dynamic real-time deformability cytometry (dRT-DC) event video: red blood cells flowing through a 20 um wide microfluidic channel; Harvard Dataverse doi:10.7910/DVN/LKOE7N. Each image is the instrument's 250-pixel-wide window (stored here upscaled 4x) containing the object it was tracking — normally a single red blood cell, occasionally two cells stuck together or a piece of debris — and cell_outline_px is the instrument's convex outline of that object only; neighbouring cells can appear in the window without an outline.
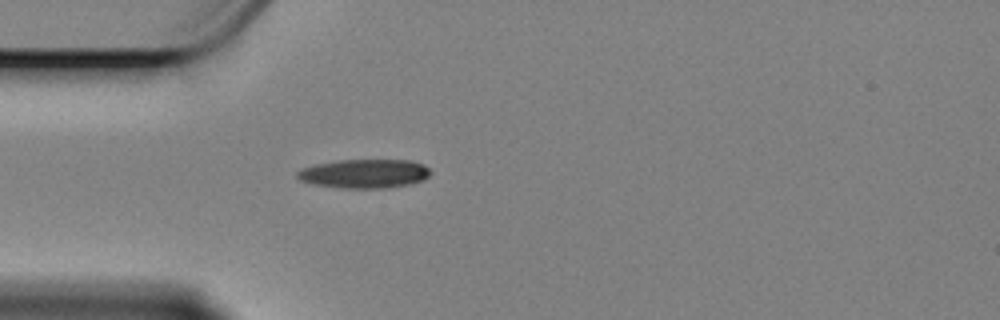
{"species": "Egyptian fruit bat (a non-hibernating species)", "species_latin": "Rousettus aegyptiacus", "temperature_condition": "cold", "stored_images_in_passage": 43, "camera_frame_rate_fps": 3000, "um_per_image_px": 0.085, "animal": {"sex": "female"}, "frame": {"image": 1, "passage_image": 1, "time_ms": 0.0, "image_size_px": [1000, 320], "cell_outline_px": [[432, 172], [424, 180], [408, 184], [384, 188], [340, 188], [312, 184], [300, 180], [296, 176], [296, 172], [304, 168], [316, 164], [340, 160], [408, 160], [424, 164]], "centroid_in_image_um": [30.98, 14.76], "position_along_channel_um": 54.0, "area_um2": 22.43}}
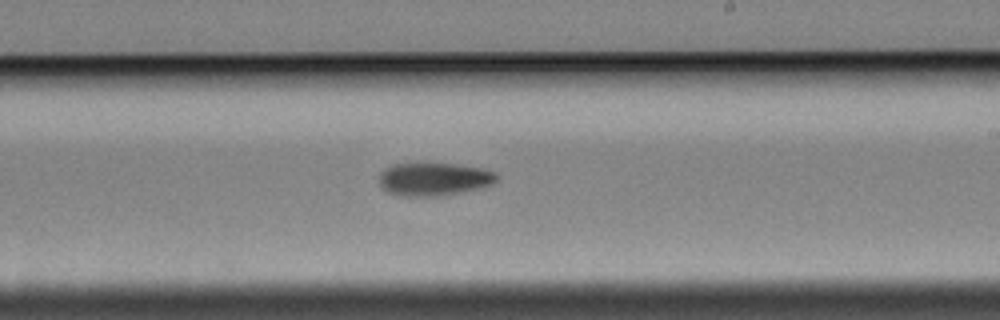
{"frame": {"image": 2, "passage_image": 19, "time_ms": 6.0, "image_size_px": [1000, 320], "cell_outline_px": [[496, 180], [492, 184], [484, 188], [440, 196], [404, 196], [388, 192], [380, 184], [380, 172], [384, 168], [392, 164], [420, 160], [456, 164], [484, 168], [496, 172]], "centroid_in_image_um": [36.88, 15.17], "position_along_channel_um": 252.1, "area_um2": 23.58}}
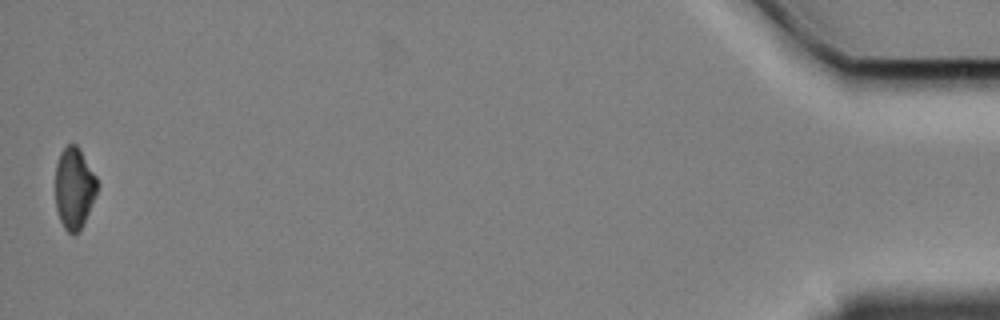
{"frame": {"image": 3, "passage_image": 43, "time_ms": 14.0, "image_size_px": [1000, 320], "cell_outline_px": [[100, 184], [80, 232], [72, 236], [64, 228], [60, 220], [56, 208], [56, 164], [60, 152], [68, 144], [76, 144], [80, 148], [96, 176]], "centroid_in_image_um": [6.32, 16.0], "position_along_channel_um": 428.9, "area_um2": 20.06}, "authors_computed_cell_mechanics": {"area_um2": 22.1374, "velocity_mm_per_s": 3.3856, "shape_relaxation_time_tau1_ms": 5.3746, "shape_relaxation_time_tau2_ms": null, "deformation_change_tau1": 0.1254, "deformation_change_tau2": null}}